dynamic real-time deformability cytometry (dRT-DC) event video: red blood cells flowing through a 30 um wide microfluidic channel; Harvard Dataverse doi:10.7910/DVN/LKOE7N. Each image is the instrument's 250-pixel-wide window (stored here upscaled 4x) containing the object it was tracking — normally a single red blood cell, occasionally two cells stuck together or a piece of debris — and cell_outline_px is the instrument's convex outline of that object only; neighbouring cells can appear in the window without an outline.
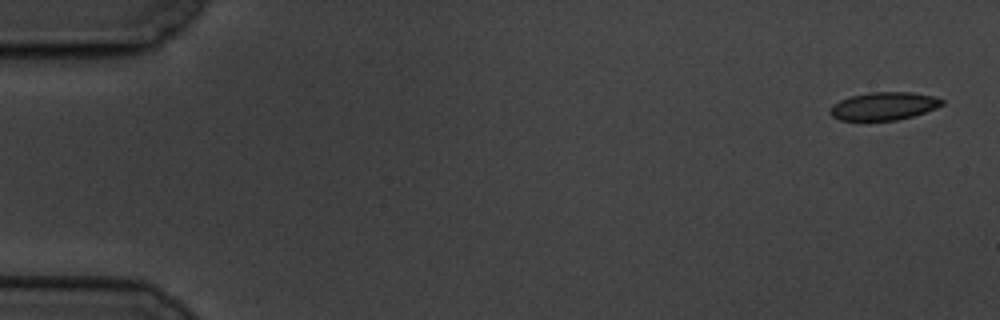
{"species": "common noctule bat (a hibernating species)", "species_latin": "Nyctalus noctula", "temperature_condition": "cold", "stored_images_in_passage": 6, "camera_frame_rate_fps": 3000, "um_per_image_px": 0.085, "animal": {"sex": "male", "body_mass_g": 19.5, "forearm_length_mm": 54.6}, "frame": {"image": 1, "passage_image": 1, "time_ms": 0.0, "image_size_px": [1000, 320], "cell_outline_px": [[944, 104], [936, 108], [912, 116], [896, 120], [840, 120], [832, 116], [828, 112], [828, 108], [832, 104], [840, 100], [852, 96], [868, 92], [912, 92], [932, 96], [944, 100]], "centroid_in_image_um": [75.09, 9.01], "position_along_channel_um": 9.9, "area_um2": 18.21}}
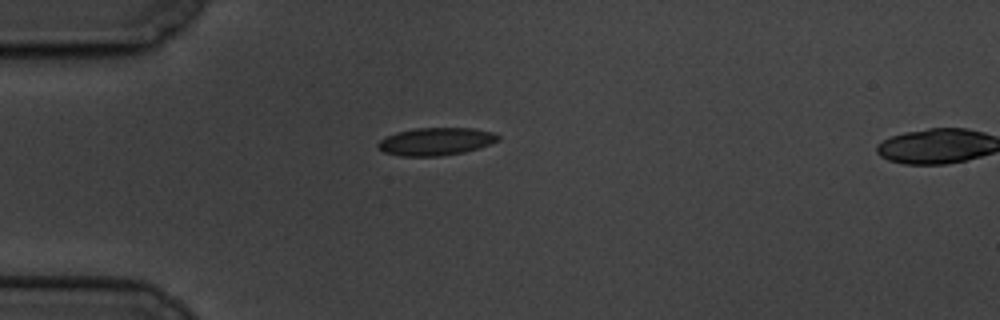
{"frame": {"image": 2, "passage_image": 5, "time_ms": 4.667, "image_size_px": [1000, 320], "cell_outline_px": [[500, 140], [464, 152], [440, 156], [400, 156], [384, 152], [376, 148], [376, 144], [380, 140], [396, 132], [416, 128], [472, 128], [496, 132], [500, 136]], "centroid_in_image_um": [37.04, 12.02], "position_along_channel_um": 48.0, "area_um2": 19.42}}